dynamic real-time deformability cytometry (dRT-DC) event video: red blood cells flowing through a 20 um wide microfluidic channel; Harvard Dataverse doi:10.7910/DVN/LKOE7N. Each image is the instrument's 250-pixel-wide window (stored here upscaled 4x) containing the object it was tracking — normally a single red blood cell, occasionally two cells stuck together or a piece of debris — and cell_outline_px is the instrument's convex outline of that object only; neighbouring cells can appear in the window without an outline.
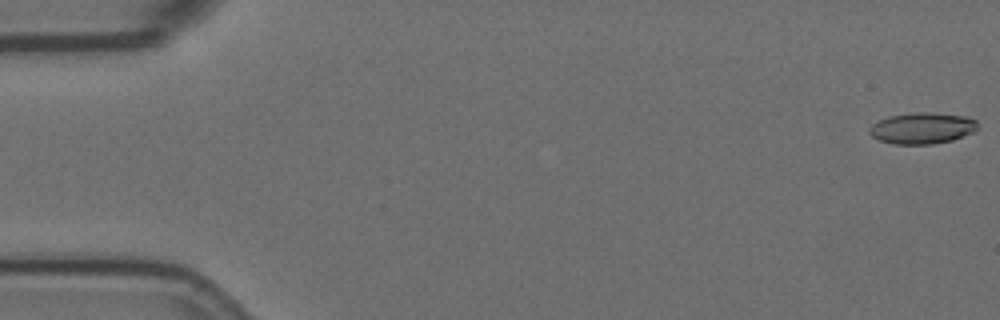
{"species": "Egyptian fruit bat (a non-hibernating species)", "species_latin": "Rousettus aegyptiacus", "temperature_condition": "room temperature", "stored_images_in_passage": 10, "camera_frame_rate_fps": 3000, "um_per_image_px": 0.085, "animal": {"sex": "female"}, "frame": {"image": 1, "passage_image": 1, "time_ms": 0.0, "image_size_px": [1000, 320], "cell_outline_px": [[976, 128], [972, 132], [952, 140], [932, 144], [896, 144], [880, 140], [872, 136], [868, 132], [868, 128], [872, 124], [888, 116], [916, 112], [928, 112], [968, 116], [976, 120]], "centroid_in_image_um": [78.36, 10.88], "position_along_channel_um": 6.6, "area_um2": 19.59}}